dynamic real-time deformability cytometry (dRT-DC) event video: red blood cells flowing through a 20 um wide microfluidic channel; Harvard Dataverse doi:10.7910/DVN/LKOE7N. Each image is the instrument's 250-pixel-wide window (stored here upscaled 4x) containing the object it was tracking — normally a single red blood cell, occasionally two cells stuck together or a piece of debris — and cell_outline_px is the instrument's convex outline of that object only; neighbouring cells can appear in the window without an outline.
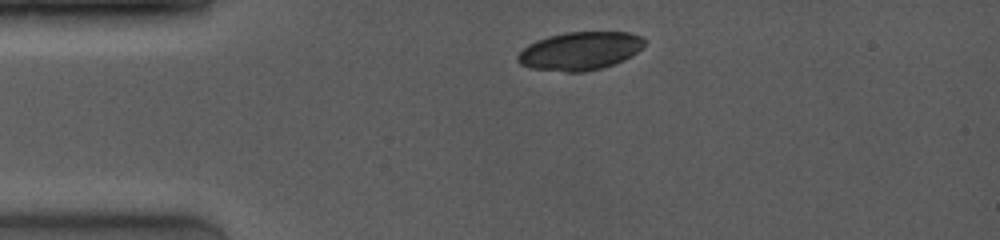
{"species": "common noctule bat (a hibernating species)", "species_latin": "Nyctalus noctula", "temperature_condition": "room temperature", "stored_images_in_passage": 2, "camera_frame_rate_fps": 4000, "um_per_image_px": 0.085, "animal": {"sex": "female", "body_mass_g": 19.0, "forearm_length_mm": 53.3}, "frame": {"image": 1, "passage_image": 1, "time_ms": 0.0, "image_size_px": [1000, 240], "cell_outline_px": [[644, 44], [636, 52], [624, 60], [600, 68], [584, 72], [564, 72], [528, 68], [520, 64], [516, 60], [516, 56], [528, 44], [536, 40], [548, 36], [564, 32], [628, 32], [640, 36], [644, 40]], "centroid_in_image_um": [49.24, 4.33], "position_along_channel_um": 35.8, "area_um2": 28.21}}